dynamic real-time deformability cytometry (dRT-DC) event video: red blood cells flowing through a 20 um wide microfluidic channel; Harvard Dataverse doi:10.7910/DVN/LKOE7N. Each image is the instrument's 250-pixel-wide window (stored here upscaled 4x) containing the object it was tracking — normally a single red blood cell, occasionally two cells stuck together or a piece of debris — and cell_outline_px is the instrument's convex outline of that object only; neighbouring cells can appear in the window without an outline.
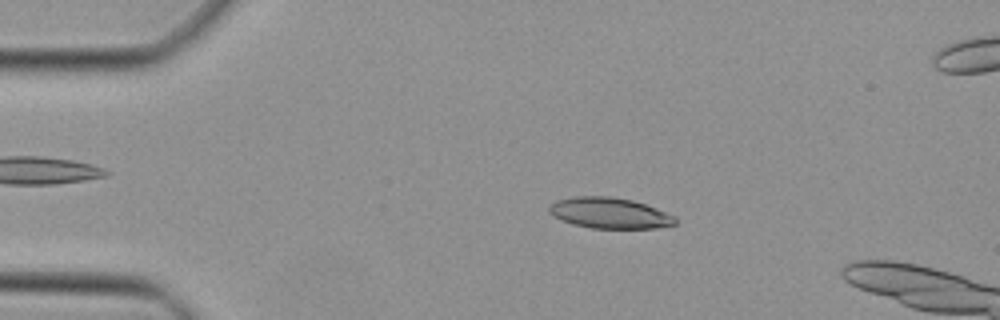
{"species": "Egyptian fruit bat (a non-hibernating species)", "species_latin": "Rousettus aegyptiacus", "temperature_condition": "cold", "stored_images_in_passage": 44, "camera_frame_rate_fps": 3000, "um_per_image_px": 0.085, "animal": {"sex": "female"}, "frame": {"image": 1, "passage_image": 9, "time_ms": 2.667, "image_size_px": [1000, 320], "cell_outline_px": [[676, 224], [656, 228], [592, 228], [572, 224], [560, 220], [548, 212], [548, 204], [556, 200], [576, 196], [608, 196], [632, 200], [656, 208], [676, 216]], "centroid_in_image_um": [51.78, 18.1], "position_along_channel_um": 33.2, "area_um2": 22.77}}
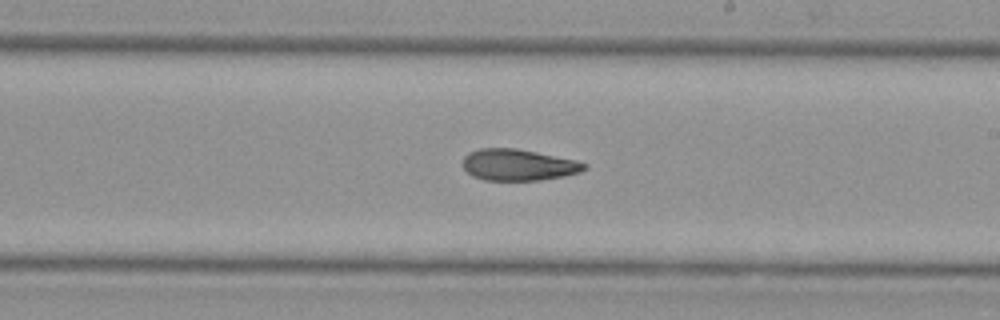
{"frame": {"image": 2, "passage_image": 27, "time_ms": 8.667, "image_size_px": [1000, 320], "cell_outline_px": [[588, 168], [580, 172], [564, 176], [540, 180], [484, 180], [472, 176], [464, 168], [464, 156], [468, 152], [480, 148], [516, 148], [576, 160], [588, 164]], "centroid_in_image_um": [44.07, 14.01], "position_along_channel_um": 244.9, "area_um2": 22.25}}
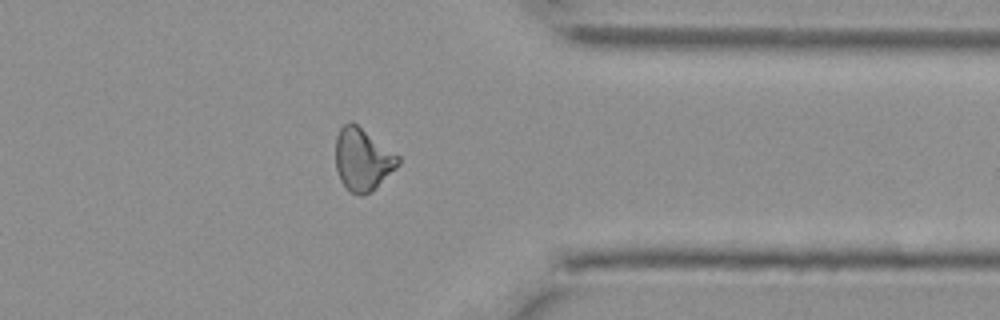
{"frame": {"image": 3, "passage_image": 37, "time_ms": 12.0, "image_size_px": [1000, 320], "cell_outline_px": [[400, 164], [396, 168], [368, 192], [360, 196], [352, 192], [340, 180], [336, 168], [336, 136], [340, 128], [348, 120], [352, 120], [400, 156]], "centroid_in_image_um": [30.81, 13.49], "position_along_channel_um": 380.6, "area_um2": 22.48}}